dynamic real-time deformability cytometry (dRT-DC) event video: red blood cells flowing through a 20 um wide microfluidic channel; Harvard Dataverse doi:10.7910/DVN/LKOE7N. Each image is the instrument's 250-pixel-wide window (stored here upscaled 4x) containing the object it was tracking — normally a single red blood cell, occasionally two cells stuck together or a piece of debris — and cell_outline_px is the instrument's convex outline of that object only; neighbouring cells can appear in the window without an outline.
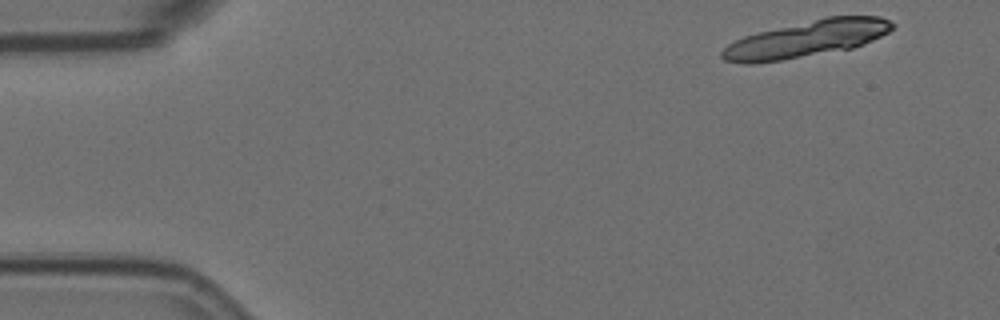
{"species": "Egyptian fruit bat (a non-hibernating species)", "species_latin": "Rousettus aegyptiacus", "temperature_condition": "room temperature", "stored_images_in_passage": 7, "segment_of_instrument_passage": [1, 2], "camera_frame_rate_fps": 3000, "um_per_image_px": 0.085, "animal": {"sex": "female"}, "frame": {"image": 1, "passage_image": 1, "time_ms": 0.0, "image_size_px": [1000, 320], "cell_outline_px": [[896, 24], [888, 32], [864, 44], [852, 48], [780, 60], [752, 64], [744, 64], [724, 60], [720, 56], [720, 52], [728, 44], [744, 36], [760, 32], [828, 16], [880, 16]], "centroid_in_image_um": [68.55, 3.31], "position_along_channel_um": 16.5, "area_um2": 35.72}}